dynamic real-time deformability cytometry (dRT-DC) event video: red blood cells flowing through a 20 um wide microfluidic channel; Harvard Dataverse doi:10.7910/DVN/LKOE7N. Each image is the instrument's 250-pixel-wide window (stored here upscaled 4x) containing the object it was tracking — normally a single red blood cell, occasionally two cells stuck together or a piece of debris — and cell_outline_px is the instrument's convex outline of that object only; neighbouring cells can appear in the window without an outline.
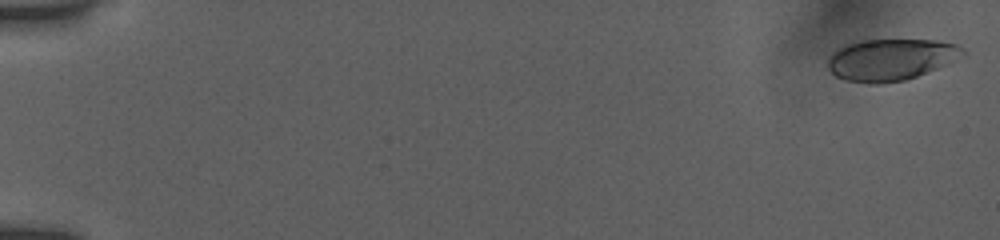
{"species": "human", "species_latin": "Homo sapiens", "temperature_condition": "room temperature", "stored_images_in_passage": 53, "camera_frame_rate_fps": 3000, "um_per_image_px": 0.085, "donor": {"sex": "female"}, "frame": {"image": 1, "passage_image": 1, "time_ms": 0.0, "image_size_px": [1000, 240], "cell_outline_px": [[968, 52], [964, 56], [948, 64], [916, 76], [904, 80], [876, 84], [868, 84], [848, 80], [836, 76], [828, 68], [828, 60], [832, 52], [848, 44], [864, 40], [936, 40], [956, 44], [964, 48]], "centroid_in_image_um": [75.77, 5.06], "position_along_channel_um": 9.2, "area_um2": 32.66}}
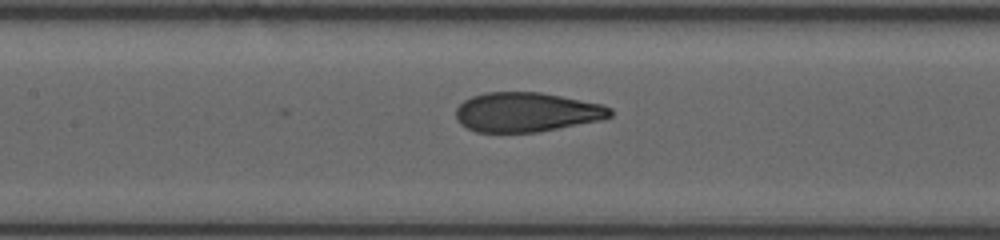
{"frame": {"image": 2, "passage_image": 28, "time_ms": 8.667, "image_size_px": [1000, 240], "cell_outline_px": [[612, 116], [600, 120], [536, 132], [476, 132], [460, 124], [456, 120], [456, 108], [464, 100], [472, 96], [484, 92], [540, 92], [604, 104], [612, 108]], "centroid_in_image_um": [44.75, 9.52], "position_along_channel_um": 162.7, "area_um2": 35.55}}
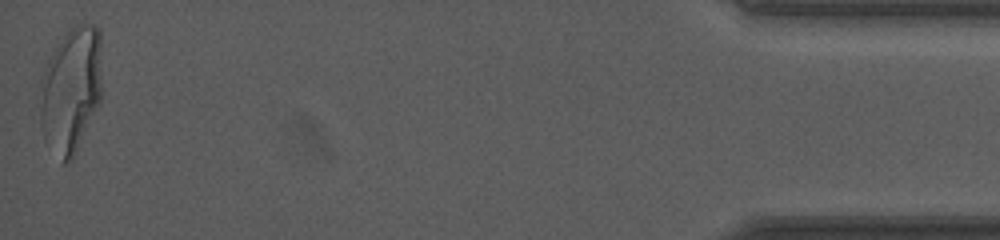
{"frame": {"image": 3, "passage_image": 53, "time_ms": 17.667, "image_size_px": [1000, 240], "cell_outline_px": [[100, 100], [76, 152], [72, 160], [68, 164], [60, 164], [44, 136], [40, 124], [40, 76], [52, 52], [64, 36], [76, 24], [84, 20], [96, 24], [100, 28]], "centroid_in_image_um": [6.01, 7.63], "position_along_channel_um": 429.2, "area_um2": 45.72}, "authors_computed_cell_mechanics": {"area_um2": 36.1828, "velocity_mm_per_s": 3.8753, "shape_relaxation_time_tau1_ms": 5.9088, "shape_relaxation_time_tau2_ms": 0.7263, "deformation_change_tau1": 0.2281, "deformation_change_tau2": 0.0714}}